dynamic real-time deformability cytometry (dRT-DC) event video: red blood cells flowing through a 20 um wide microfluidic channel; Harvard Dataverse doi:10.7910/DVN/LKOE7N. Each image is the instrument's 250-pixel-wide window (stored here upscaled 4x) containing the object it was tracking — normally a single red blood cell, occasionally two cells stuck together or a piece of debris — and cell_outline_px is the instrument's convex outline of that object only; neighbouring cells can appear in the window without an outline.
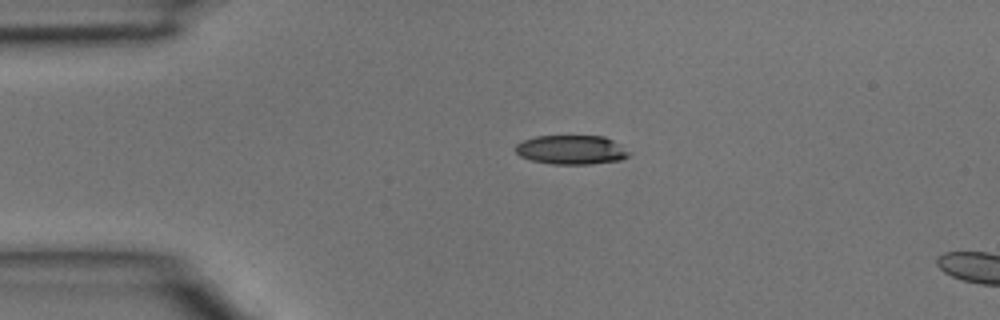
{"species": "common noctule bat (a hibernating species)", "species_latin": "Nyctalus noctula", "temperature_condition": "room temperature", "stored_images_in_passage": 2, "camera_frame_rate_fps": 3000, "um_per_image_px": 0.085, "animal": {"sex": "male", "body_mass_g": 15.6}, "frame": {"image": 1, "passage_image": 1, "time_ms": 0.0, "image_size_px": [1000, 320], "cell_outline_px": [[628, 156], [620, 160], [592, 164], [552, 164], [532, 160], [520, 156], [516, 152], [516, 144], [524, 140], [536, 136], [604, 136], [612, 140], [628, 152]], "centroid_in_image_um": [48.53, 12.73], "position_along_channel_um": 36.5, "area_um2": 19.02}}